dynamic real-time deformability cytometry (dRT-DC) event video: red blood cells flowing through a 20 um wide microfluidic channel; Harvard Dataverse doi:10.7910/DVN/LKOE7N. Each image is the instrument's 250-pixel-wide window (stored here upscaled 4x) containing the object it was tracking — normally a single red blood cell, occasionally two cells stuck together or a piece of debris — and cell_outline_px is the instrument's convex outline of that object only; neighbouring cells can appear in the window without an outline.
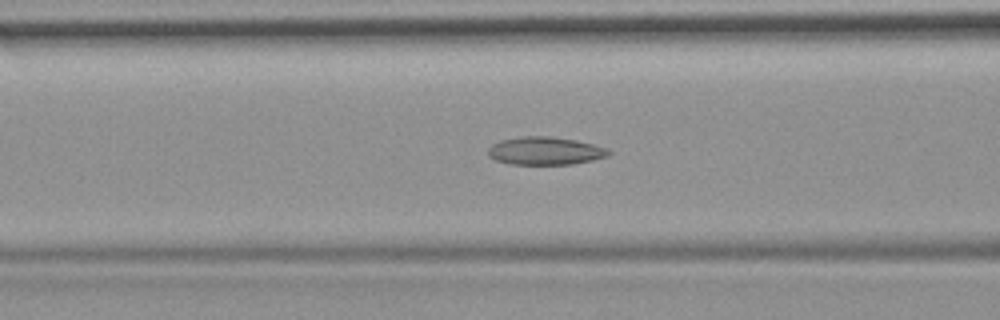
{"species": "common noctule bat (a hibernating species)", "species_latin": "Nyctalus noctula", "temperature_condition": "room temperature", "stored_images_in_passage": 16, "camera_frame_rate_fps": 3000, "um_per_image_px": 0.085, "animal": {"sex": "female", "body_mass_g": 19.9}, "frame": {"image": 1, "passage_image": 7, "time_ms": 2.0, "image_size_px": [1000, 320], "cell_outline_px": [[612, 152], [608, 156], [592, 160], [572, 164], [508, 164], [496, 160], [488, 156], [488, 148], [492, 144], [500, 140], [524, 136], [552, 136], [576, 140], [608, 148]], "centroid_in_image_um": [46.33, 12.82], "position_along_channel_um": 120.3, "area_um2": 19.71}}
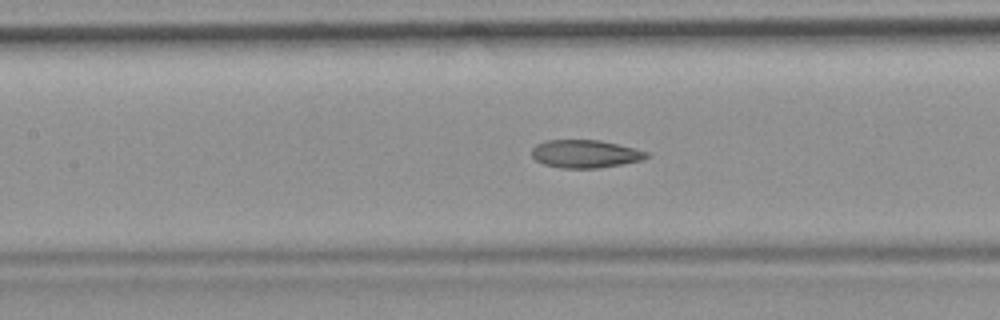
{"frame": {"image": 2, "passage_image": 10, "time_ms": 3.0, "image_size_px": [1000, 320], "cell_outline_px": [[648, 156], [640, 160], [620, 164], [596, 168], [560, 168], [544, 164], [536, 160], [532, 156], [532, 148], [536, 144], [544, 140], [600, 140], [648, 152]], "centroid_in_image_um": [49.67, 13.07], "position_along_channel_um": 157.7, "area_um2": 18.44}}